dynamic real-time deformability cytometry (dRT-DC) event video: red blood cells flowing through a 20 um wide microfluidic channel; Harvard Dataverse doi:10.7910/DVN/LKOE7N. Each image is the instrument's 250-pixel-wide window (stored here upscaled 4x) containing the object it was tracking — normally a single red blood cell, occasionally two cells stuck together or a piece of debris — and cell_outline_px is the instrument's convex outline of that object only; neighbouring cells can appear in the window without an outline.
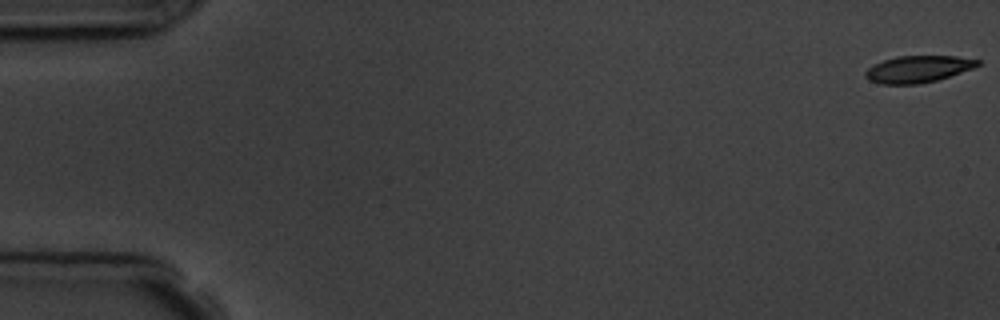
{"species": "common noctule bat (a hibernating species)", "species_latin": "Nyctalus noctula", "temperature_condition": "room temperature", "stored_images_in_passage": 5, "camera_frame_rate_fps": 3000, "um_per_image_px": 0.085, "animal": {"sex": "male", "body_mass_g": 19.5, "forearm_length_mm": 54.6}, "frame": {"image": 1, "passage_image": 1, "time_ms": 0.0, "image_size_px": [1000, 320], "cell_outline_px": [[980, 64], [972, 68], [936, 80], [920, 84], [880, 84], [868, 80], [864, 76], [864, 72], [868, 68], [884, 60], [896, 56], [956, 56], [980, 60]], "centroid_in_image_um": [77.99, 5.87], "position_along_channel_um": 7.0, "area_um2": 17.4}}
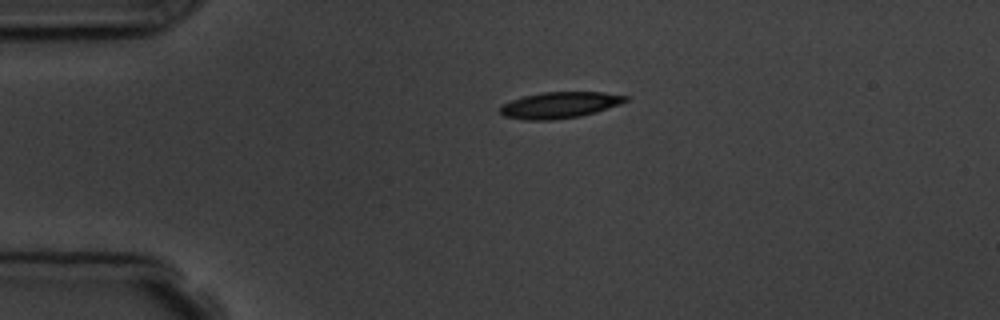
{"frame": {"image": 2, "passage_image": 4, "time_ms": 4.0, "image_size_px": [1000, 320], "cell_outline_px": [[628, 100], [620, 104], [596, 112], [580, 116], [552, 120], [524, 120], [504, 116], [500, 112], [500, 108], [504, 104], [512, 100], [524, 96], [544, 92], [604, 92], [628, 96]], "centroid_in_image_um": [47.59, 8.93], "position_along_channel_um": 37.4, "area_um2": 19.07}}